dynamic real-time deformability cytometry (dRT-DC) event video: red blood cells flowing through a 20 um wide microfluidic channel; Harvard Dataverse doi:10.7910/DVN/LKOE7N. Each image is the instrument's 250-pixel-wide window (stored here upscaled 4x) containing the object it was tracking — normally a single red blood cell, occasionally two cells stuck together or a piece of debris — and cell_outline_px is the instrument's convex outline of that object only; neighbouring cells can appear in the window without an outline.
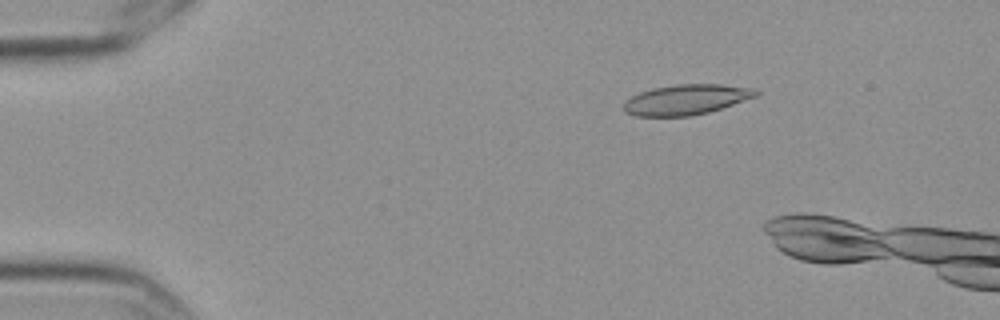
{"species": "Egyptian fruit bat (a non-hibernating species)", "species_latin": "Rousettus aegyptiacus", "temperature_condition": "cold", "stored_images_in_passage": 6, "camera_frame_rate_fps": 3000, "um_per_image_px": 0.085, "frame": {"image": 1, "passage_image": 3, "time_ms": 0.667, "image_size_px": [1000, 320], "cell_outline_px": [[760, 92], [756, 96], [708, 112], [692, 116], [636, 116], [624, 112], [624, 100], [640, 92], [652, 88], [676, 84], [720, 84], [756, 88]], "centroid_in_image_um": [58.31, 8.46], "position_along_channel_um": 26.7, "area_um2": 23.29}}